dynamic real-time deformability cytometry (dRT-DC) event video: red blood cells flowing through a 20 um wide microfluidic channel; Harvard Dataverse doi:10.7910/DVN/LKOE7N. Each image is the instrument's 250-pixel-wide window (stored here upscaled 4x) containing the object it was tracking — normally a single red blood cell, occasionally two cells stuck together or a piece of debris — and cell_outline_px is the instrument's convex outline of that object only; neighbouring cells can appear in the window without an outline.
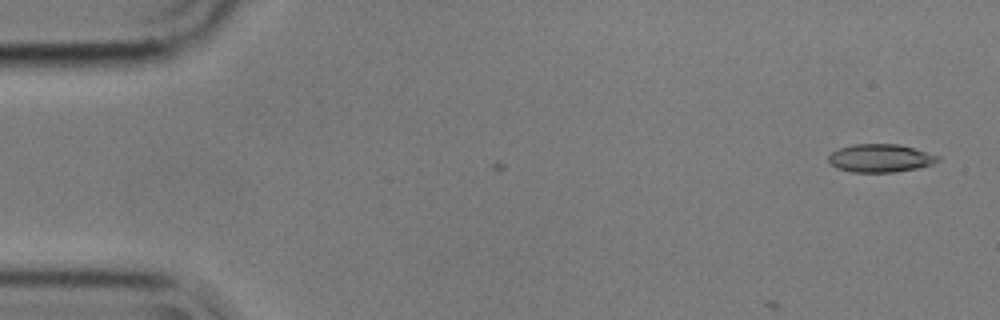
{"species": "common noctule bat (a hibernating species)", "species_latin": "Nyctalus noctula", "temperature_condition": "cold", "stored_images_in_passage": 2, "camera_frame_rate_fps": 3000, "um_per_image_px": 0.085, "animal": {"sex": "male", "body_mass_g": 17.9}, "frame": {"image": 1, "passage_image": 2, "time_ms": 0.333, "image_size_px": [1000, 320], "cell_outline_px": [[940, 160], [932, 164], [920, 168], [892, 172], [852, 172], [836, 168], [828, 160], [828, 156], [832, 152], [840, 148], [852, 144], [900, 144], [916, 148], [940, 156]], "centroid_in_image_um": [74.86, 13.44], "position_along_channel_um": 10.1, "area_um2": 18.03}}